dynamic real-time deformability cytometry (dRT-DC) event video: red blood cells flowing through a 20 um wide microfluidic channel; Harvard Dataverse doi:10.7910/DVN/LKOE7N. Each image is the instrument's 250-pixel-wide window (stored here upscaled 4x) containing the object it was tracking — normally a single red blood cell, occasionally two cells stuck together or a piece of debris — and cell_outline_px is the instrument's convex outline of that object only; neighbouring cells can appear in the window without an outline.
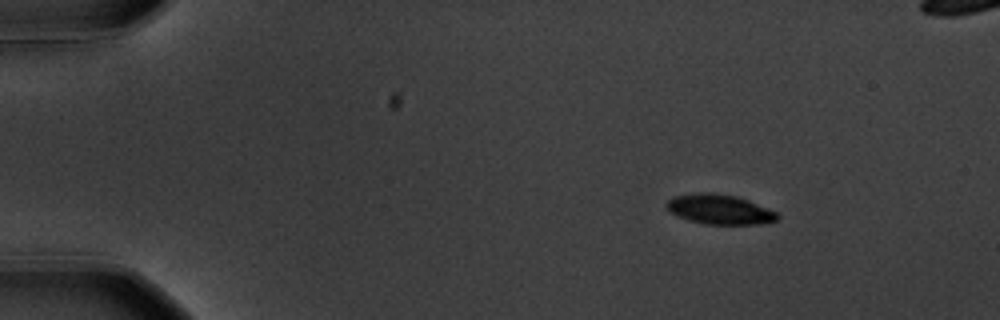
{"species": "common noctule bat (a hibernating species)", "species_latin": "Nyctalus noctula", "temperature_condition": "warm", "stored_images_in_passage": 51, "segment_of_instrument_passage": [1, 2], "camera_frame_rate_fps": 3000, "um_per_image_px": 0.085, "animal": {"sex": "male", "body_mass_g": 20.1, "forearm_length_mm": 53.5}, "frame": {"image": 1, "passage_image": 1, "time_ms": 0.0, "image_size_px": [1000, 320], "cell_outline_px": [[780, 216], [776, 220], [760, 224], [704, 224], [688, 220], [676, 216], [664, 204], [672, 196], [704, 192], [708, 192], [736, 196], [748, 200], [776, 212]], "centroid_in_image_um": [61.14, 17.8], "position_along_channel_um": 23.9, "area_um2": 19.13}}
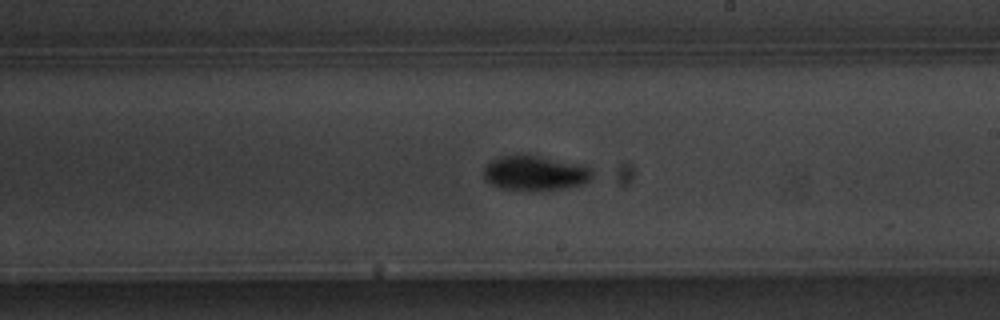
{"frame": {"image": 2, "passage_image": 27, "time_ms": 8.667, "image_size_px": [1000, 320], "cell_outline_px": [[592, 180], [584, 184], [544, 192], [516, 192], [500, 188], [484, 180], [484, 168], [492, 160], [500, 156], [516, 152], [528, 152], [580, 164], [588, 168], [592, 172]], "centroid_in_image_um": [45.45, 14.71], "position_along_channel_um": 243.6, "area_um2": 23.47}}
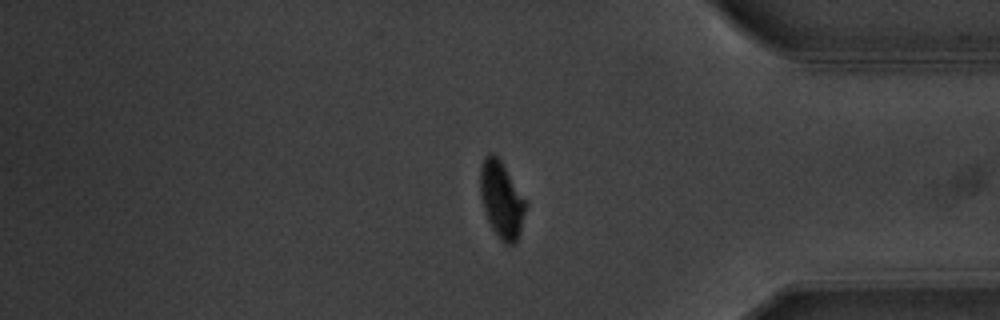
{"frame": {"image": 3, "passage_image": 41, "time_ms": 13.333, "image_size_px": [1000, 320], "cell_outline_px": [[528, 204], [520, 232], [516, 240], [512, 244], [504, 244], [500, 240], [492, 228], [488, 220], [480, 196], [480, 168], [484, 156], [488, 152], [492, 152], [500, 160], [528, 200]], "centroid_in_image_um": [42.65, 16.95], "position_along_channel_um": 392.5, "area_um2": 20.58}}